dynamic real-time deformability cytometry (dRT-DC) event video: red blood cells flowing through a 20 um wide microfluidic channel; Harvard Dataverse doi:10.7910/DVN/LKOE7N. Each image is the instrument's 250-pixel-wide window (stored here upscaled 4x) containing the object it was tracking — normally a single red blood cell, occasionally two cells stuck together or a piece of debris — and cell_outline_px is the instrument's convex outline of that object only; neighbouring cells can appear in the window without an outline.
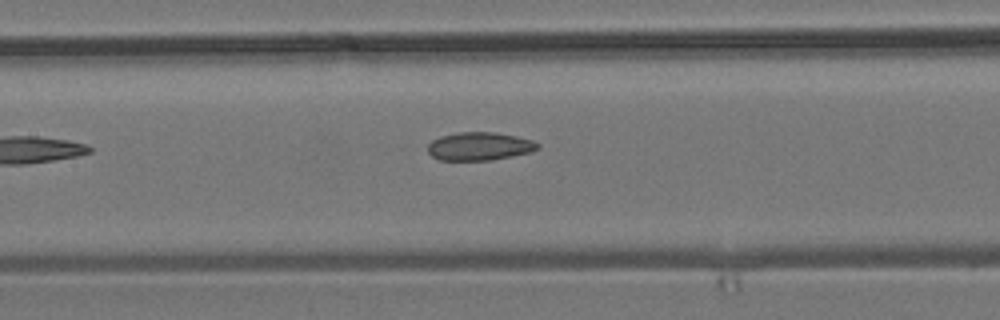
{"species": "common noctule bat (a hibernating species)", "species_latin": "Nyctalus noctula", "temperature_condition": "room temperature", "stored_images_in_passage": 7, "camera_frame_rate_fps": 3000, "um_per_image_px": 0.085, "animal": {"sex": "male", "body_mass_g": 19.2, "forearm_length_mm": 51.8}, "frame": {"image": 1, "passage_image": 7, "time_ms": 7.333, "image_size_px": [1000, 320], "cell_outline_px": [[540, 148], [532, 152], [492, 160], [440, 160], [432, 156], [428, 152], [428, 144], [432, 140], [440, 136], [460, 132], [496, 132], [516, 136], [532, 140], [540, 144]], "centroid_in_image_um": [40.78, 12.43], "position_along_channel_um": 166.6, "area_um2": 18.15}}